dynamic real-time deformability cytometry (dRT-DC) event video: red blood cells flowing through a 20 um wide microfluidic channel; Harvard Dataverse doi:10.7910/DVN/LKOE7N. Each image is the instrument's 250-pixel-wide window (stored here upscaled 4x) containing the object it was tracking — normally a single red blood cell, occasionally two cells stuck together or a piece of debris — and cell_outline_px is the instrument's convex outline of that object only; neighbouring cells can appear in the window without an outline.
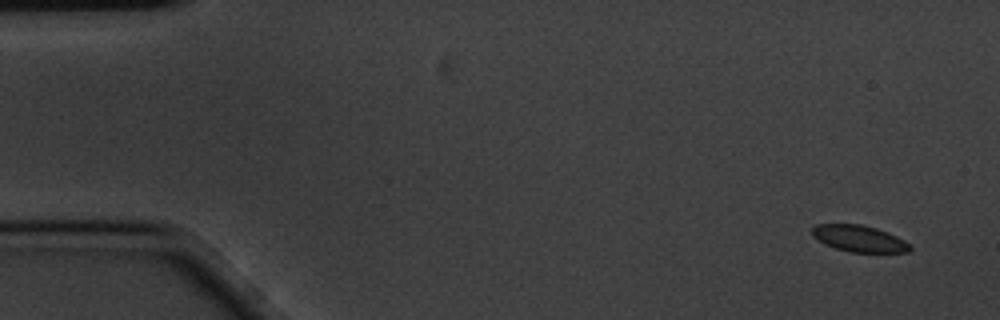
{"species": "common noctule bat (a hibernating species)", "species_latin": "Nyctalus noctula", "temperature_condition": "cold", "stored_images_in_passage": 4, "camera_frame_rate_fps": 3000, "um_per_image_px": 0.085, "animal": {"sex": "male", "body_mass_g": 20.1, "forearm_length_mm": 53.5}, "frame": {"image": 1, "passage_image": 1, "time_ms": 0.0, "image_size_px": [1000, 320], "cell_outline_px": [[912, 248], [908, 252], [848, 252], [824, 244], [812, 236], [812, 228], [816, 224], [860, 224], [876, 228], [888, 232], [904, 240]], "centroid_in_image_um": [73.0, 20.27], "position_along_channel_um": 12.0, "area_um2": 15.09}}
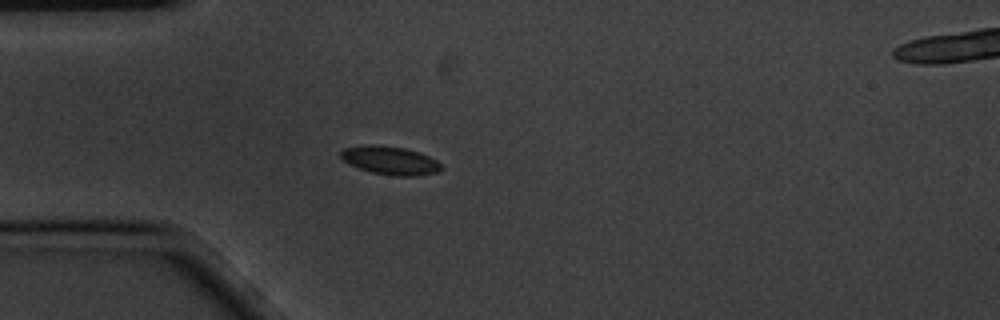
{"frame": {"image": 2, "passage_image": 4, "time_ms": 1.0, "image_size_px": [1000, 320], "cell_outline_px": [[444, 168], [440, 172], [416, 176], [396, 176], [372, 172], [348, 164], [340, 156], [340, 152], [344, 148], [372, 144], [404, 148], [428, 156], [436, 160]], "centroid_in_image_um": [33.18, 13.65], "position_along_channel_um": 51.8, "area_um2": 16.47}}